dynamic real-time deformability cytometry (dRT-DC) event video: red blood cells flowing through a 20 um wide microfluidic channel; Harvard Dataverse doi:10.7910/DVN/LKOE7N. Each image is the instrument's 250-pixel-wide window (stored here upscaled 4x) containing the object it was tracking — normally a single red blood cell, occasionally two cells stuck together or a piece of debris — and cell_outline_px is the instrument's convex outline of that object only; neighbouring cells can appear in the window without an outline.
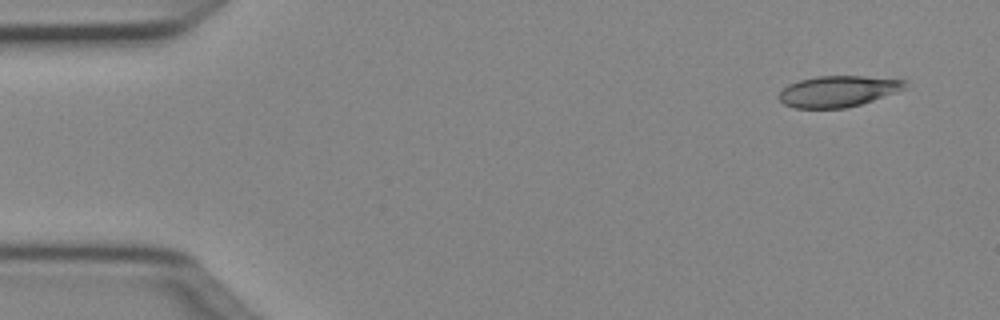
{"species": "Egyptian fruit bat (a non-hibernating species)", "species_latin": "Rousettus aegyptiacus", "temperature_condition": "cold", "stored_images_in_passage": 4, "camera_frame_rate_fps": 3000, "um_per_image_px": 0.085, "animal": {"sex": "female"}, "frame": {"image": 1, "passage_image": 1, "time_ms": 0.0, "image_size_px": [1000, 320], "cell_outline_px": [[908, 80], [904, 88], [896, 92], [860, 104], [844, 108], [792, 108], [784, 104], [776, 96], [788, 84], [800, 80], [816, 76], [864, 76]], "centroid_in_image_um": [71.19, 7.75], "position_along_channel_um": 13.8, "area_um2": 22.77}}
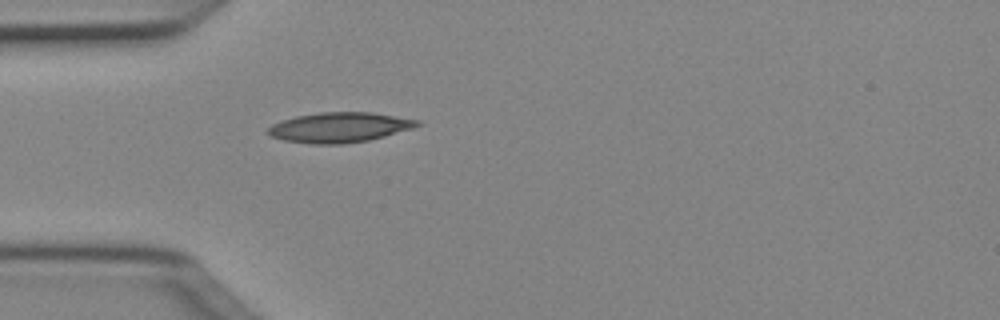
{"frame": {"image": 2, "passage_image": 4, "time_ms": 1.0, "image_size_px": [1000, 320], "cell_outline_px": [[420, 124], [412, 128], [384, 136], [368, 140], [344, 144], [312, 144], [284, 140], [272, 136], [268, 132], [268, 128], [272, 124], [296, 116], [320, 112], [372, 112], [420, 120]], "centroid_in_image_um": [28.86, 10.82], "position_along_channel_um": 56.1, "area_um2": 25.89}}